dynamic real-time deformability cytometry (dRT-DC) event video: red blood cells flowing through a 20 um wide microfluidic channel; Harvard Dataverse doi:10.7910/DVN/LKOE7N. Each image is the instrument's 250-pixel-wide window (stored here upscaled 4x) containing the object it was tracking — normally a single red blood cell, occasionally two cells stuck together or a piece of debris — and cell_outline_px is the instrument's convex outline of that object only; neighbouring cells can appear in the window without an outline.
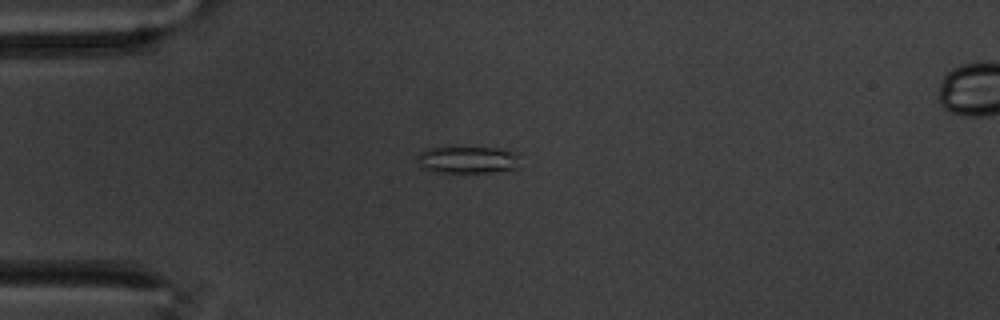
{"species": "common noctule bat (a hibernating species)", "species_latin": "Nyctalus noctula", "temperature_condition": "warm", "stored_images_in_passage": 48, "camera_frame_rate_fps": 3000, "um_per_image_px": 0.085, "animal": {"sex": "male", "body_mass_g": 20.1, "forearm_length_mm": 53.5}, "frame": {"image": 1, "passage_image": 5, "time_ms": 1.333, "image_size_px": [1000, 320], "cell_outline_px": [[516, 168], [488, 172], [432, 172], [420, 168], [416, 160], [416, 156], [420, 152], [428, 148], [448, 144], [456, 144], [496, 148], [516, 152]], "centroid_in_image_um": [39.58, 13.52], "position_along_channel_um": 45.4, "area_um2": 17.05}}
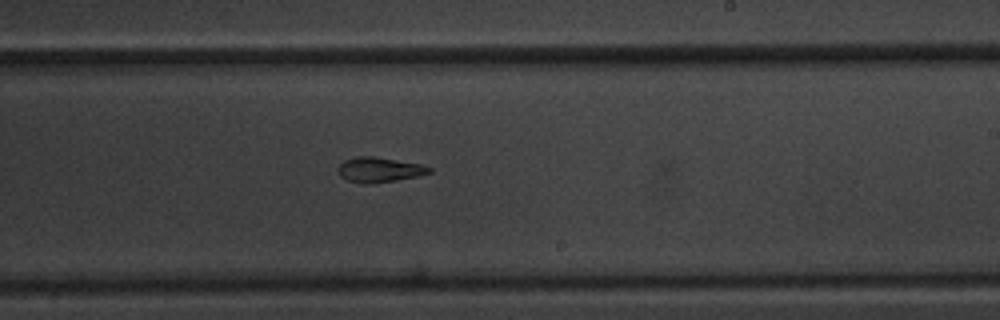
{"frame": {"image": 2, "passage_image": 25, "time_ms": 8.0, "image_size_px": [1000, 320], "cell_outline_px": [[432, 172], [416, 176], [396, 180], [368, 184], [360, 184], [348, 180], [340, 176], [336, 172], [336, 168], [344, 160], [356, 156], [376, 156], [420, 164], [432, 168]], "centroid_in_image_um": [32.18, 14.42], "position_along_channel_um": 256.8, "area_um2": 13.41}}
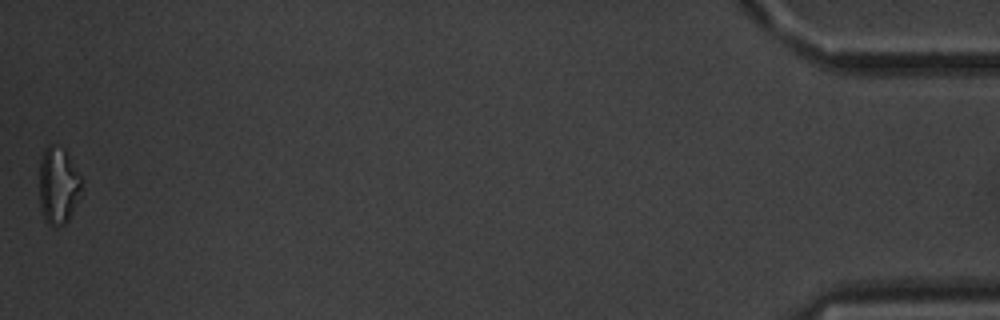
{"frame": {"image": 3, "passage_image": 48, "time_ms": 15.667, "image_size_px": [1000, 320], "cell_outline_px": [[80, 196], [68, 220], [64, 224], [56, 228], [52, 228], [44, 220], [40, 208], [40, 160], [48, 144], [52, 144], [64, 148], [80, 176]], "centroid_in_image_um": [4.93, 15.81], "position_along_channel_um": 430.3, "area_um2": 18.9}, "authors_computed_cell_mechanics": {"area_um2": 13.7564, "velocity_mm_per_s": 3.4759, "shape_relaxation_time_tau1_ms": null, "shape_relaxation_time_tau2_ms": 4.6912, "deformation_change_tau1": null, "deformation_change_tau2": 0.1391}}